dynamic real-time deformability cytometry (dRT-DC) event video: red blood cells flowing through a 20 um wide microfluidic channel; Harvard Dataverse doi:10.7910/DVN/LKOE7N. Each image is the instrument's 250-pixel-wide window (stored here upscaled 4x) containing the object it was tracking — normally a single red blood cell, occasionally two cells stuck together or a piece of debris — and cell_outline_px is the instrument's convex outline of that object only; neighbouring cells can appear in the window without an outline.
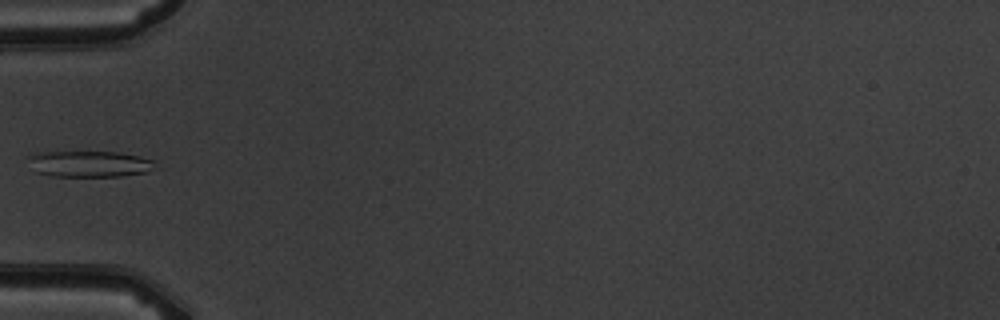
{"species": "common noctule bat (a hibernating species)", "species_latin": "Nyctalus noctula", "temperature_condition": "warm", "stored_images_in_passage": 9, "camera_frame_rate_fps": 3000, "um_per_image_px": 0.085, "animal": {"sex": "male", "body_mass_g": 19.5, "forearm_length_mm": 54.6}, "frame": {"image": 1, "passage_image": 7, "time_ms": 7.0, "image_size_px": [1000, 320], "cell_outline_px": [[156, 160], [148, 172], [120, 176], [52, 176], [36, 172], [28, 156], [32, 152], [116, 152]], "centroid_in_image_um": [7.57, 13.93], "position_along_channel_um": 77.4, "area_um2": 19.07}}
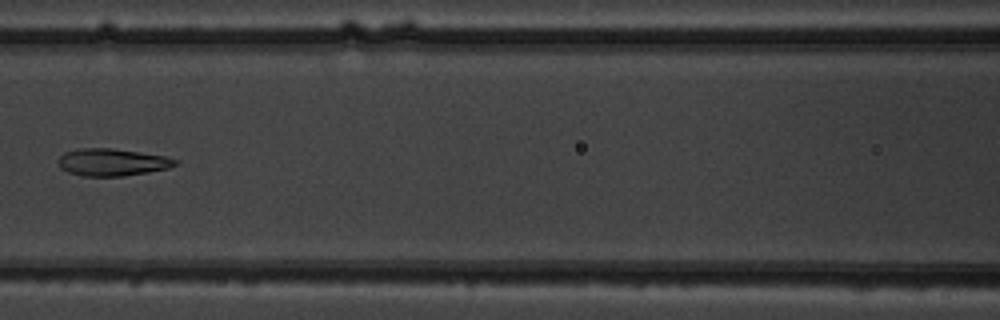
{"frame": {"image": 2, "passage_image": 9, "time_ms": 9.0, "image_size_px": [1000, 320], "cell_outline_px": [[180, 164], [168, 168], [148, 172], [124, 176], [84, 176], [68, 172], [60, 168], [56, 164], [56, 160], [64, 152], [80, 148], [112, 148], [164, 156], [180, 160]], "centroid_in_image_um": [9.52, 13.79], "position_along_channel_um": 157.1, "area_um2": 18.79}}